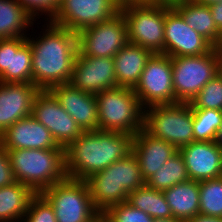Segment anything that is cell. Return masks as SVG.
I'll use <instances>...</instances> for the list:
<instances>
[{"mask_svg":"<svg viewBox=\"0 0 222 222\" xmlns=\"http://www.w3.org/2000/svg\"><path fill=\"white\" fill-rule=\"evenodd\" d=\"M133 138L117 131H84L64 149L66 176L85 181L130 154Z\"/></svg>","mask_w":222,"mask_h":222,"instance_id":"cell-1","label":"cell"},{"mask_svg":"<svg viewBox=\"0 0 222 222\" xmlns=\"http://www.w3.org/2000/svg\"><path fill=\"white\" fill-rule=\"evenodd\" d=\"M47 27L39 40L27 38L32 51V84L39 90L69 83L78 52L77 33L51 22Z\"/></svg>","mask_w":222,"mask_h":222,"instance_id":"cell-2","label":"cell"},{"mask_svg":"<svg viewBox=\"0 0 222 222\" xmlns=\"http://www.w3.org/2000/svg\"><path fill=\"white\" fill-rule=\"evenodd\" d=\"M85 181L91 200L100 213L127 201L129 193L146 184L133 151Z\"/></svg>","mask_w":222,"mask_h":222,"instance_id":"cell-3","label":"cell"},{"mask_svg":"<svg viewBox=\"0 0 222 222\" xmlns=\"http://www.w3.org/2000/svg\"><path fill=\"white\" fill-rule=\"evenodd\" d=\"M7 154L16 181L36 194L67 177L63 147L7 150Z\"/></svg>","mask_w":222,"mask_h":222,"instance_id":"cell-4","label":"cell"},{"mask_svg":"<svg viewBox=\"0 0 222 222\" xmlns=\"http://www.w3.org/2000/svg\"><path fill=\"white\" fill-rule=\"evenodd\" d=\"M98 130L135 135L143 129L144 107L131 88L116 86L96 95Z\"/></svg>","mask_w":222,"mask_h":222,"instance_id":"cell-5","label":"cell"},{"mask_svg":"<svg viewBox=\"0 0 222 222\" xmlns=\"http://www.w3.org/2000/svg\"><path fill=\"white\" fill-rule=\"evenodd\" d=\"M144 109L143 130L177 150L194 142L193 113L189 103L159 104Z\"/></svg>","mask_w":222,"mask_h":222,"instance_id":"cell-6","label":"cell"},{"mask_svg":"<svg viewBox=\"0 0 222 222\" xmlns=\"http://www.w3.org/2000/svg\"><path fill=\"white\" fill-rule=\"evenodd\" d=\"M128 33V42L164 54L165 5L151 2H127L120 5Z\"/></svg>","mask_w":222,"mask_h":222,"instance_id":"cell-7","label":"cell"},{"mask_svg":"<svg viewBox=\"0 0 222 222\" xmlns=\"http://www.w3.org/2000/svg\"><path fill=\"white\" fill-rule=\"evenodd\" d=\"M40 194L53 207L57 222H96L100 214L86 181L66 177Z\"/></svg>","mask_w":222,"mask_h":222,"instance_id":"cell-8","label":"cell"},{"mask_svg":"<svg viewBox=\"0 0 222 222\" xmlns=\"http://www.w3.org/2000/svg\"><path fill=\"white\" fill-rule=\"evenodd\" d=\"M173 90L177 102L190 103L218 74L215 47L204 55L171 57Z\"/></svg>","mask_w":222,"mask_h":222,"instance_id":"cell-9","label":"cell"},{"mask_svg":"<svg viewBox=\"0 0 222 222\" xmlns=\"http://www.w3.org/2000/svg\"><path fill=\"white\" fill-rule=\"evenodd\" d=\"M77 43L81 55L113 58L128 43L127 24L122 12L78 32Z\"/></svg>","mask_w":222,"mask_h":222,"instance_id":"cell-10","label":"cell"},{"mask_svg":"<svg viewBox=\"0 0 222 222\" xmlns=\"http://www.w3.org/2000/svg\"><path fill=\"white\" fill-rule=\"evenodd\" d=\"M133 91L145 109L148 105L178 103L173 90L171 57L152 54Z\"/></svg>","mask_w":222,"mask_h":222,"instance_id":"cell-11","label":"cell"},{"mask_svg":"<svg viewBox=\"0 0 222 222\" xmlns=\"http://www.w3.org/2000/svg\"><path fill=\"white\" fill-rule=\"evenodd\" d=\"M117 0H64L50 22L78 33L110 19L120 11Z\"/></svg>","mask_w":222,"mask_h":222,"instance_id":"cell-12","label":"cell"},{"mask_svg":"<svg viewBox=\"0 0 222 222\" xmlns=\"http://www.w3.org/2000/svg\"><path fill=\"white\" fill-rule=\"evenodd\" d=\"M31 115L51 132L56 143L64 149L84 132L49 90H40L36 95Z\"/></svg>","mask_w":222,"mask_h":222,"instance_id":"cell-13","label":"cell"},{"mask_svg":"<svg viewBox=\"0 0 222 222\" xmlns=\"http://www.w3.org/2000/svg\"><path fill=\"white\" fill-rule=\"evenodd\" d=\"M164 35V54L170 57L204 55L214 48L170 6H165Z\"/></svg>","mask_w":222,"mask_h":222,"instance_id":"cell-14","label":"cell"},{"mask_svg":"<svg viewBox=\"0 0 222 222\" xmlns=\"http://www.w3.org/2000/svg\"><path fill=\"white\" fill-rule=\"evenodd\" d=\"M69 83L74 88L94 95L116 87L113 58L84 56L77 52Z\"/></svg>","mask_w":222,"mask_h":222,"instance_id":"cell-15","label":"cell"},{"mask_svg":"<svg viewBox=\"0 0 222 222\" xmlns=\"http://www.w3.org/2000/svg\"><path fill=\"white\" fill-rule=\"evenodd\" d=\"M0 82L32 83V51L27 37L0 39Z\"/></svg>","mask_w":222,"mask_h":222,"instance_id":"cell-16","label":"cell"},{"mask_svg":"<svg viewBox=\"0 0 222 222\" xmlns=\"http://www.w3.org/2000/svg\"><path fill=\"white\" fill-rule=\"evenodd\" d=\"M189 179L203 181L222 176V149L215 141H194L178 150Z\"/></svg>","mask_w":222,"mask_h":222,"instance_id":"cell-17","label":"cell"},{"mask_svg":"<svg viewBox=\"0 0 222 222\" xmlns=\"http://www.w3.org/2000/svg\"><path fill=\"white\" fill-rule=\"evenodd\" d=\"M49 91L83 131L98 130L96 95L74 88L70 83L53 86Z\"/></svg>","mask_w":222,"mask_h":222,"instance_id":"cell-18","label":"cell"},{"mask_svg":"<svg viewBox=\"0 0 222 222\" xmlns=\"http://www.w3.org/2000/svg\"><path fill=\"white\" fill-rule=\"evenodd\" d=\"M6 150L54 149L59 146L51 132L32 115L18 120L0 136Z\"/></svg>","mask_w":222,"mask_h":222,"instance_id":"cell-19","label":"cell"},{"mask_svg":"<svg viewBox=\"0 0 222 222\" xmlns=\"http://www.w3.org/2000/svg\"><path fill=\"white\" fill-rule=\"evenodd\" d=\"M39 91L32 83L0 82V136L18 120L31 115Z\"/></svg>","mask_w":222,"mask_h":222,"instance_id":"cell-20","label":"cell"},{"mask_svg":"<svg viewBox=\"0 0 222 222\" xmlns=\"http://www.w3.org/2000/svg\"><path fill=\"white\" fill-rule=\"evenodd\" d=\"M132 151L139 162L145 181L178 152L169 142L154 138L143 129L134 135Z\"/></svg>","mask_w":222,"mask_h":222,"instance_id":"cell-21","label":"cell"},{"mask_svg":"<svg viewBox=\"0 0 222 222\" xmlns=\"http://www.w3.org/2000/svg\"><path fill=\"white\" fill-rule=\"evenodd\" d=\"M152 54L150 50L130 42L122 47L113 57L117 86L134 89Z\"/></svg>","mask_w":222,"mask_h":222,"instance_id":"cell-22","label":"cell"},{"mask_svg":"<svg viewBox=\"0 0 222 222\" xmlns=\"http://www.w3.org/2000/svg\"><path fill=\"white\" fill-rule=\"evenodd\" d=\"M173 217L184 222L199 213V181L189 179L163 190Z\"/></svg>","mask_w":222,"mask_h":222,"instance_id":"cell-23","label":"cell"},{"mask_svg":"<svg viewBox=\"0 0 222 222\" xmlns=\"http://www.w3.org/2000/svg\"><path fill=\"white\" fill-rule=\"evenodd\" d=\"M173 8L182 16L188 26L216 47L221 31L217 28L208 5L187 0L174 5Z\"/></svg>","mask_w":222,"mask_h":222,"instance_id":"cell-24","label":"cell"},{"mask_svg":"<svg viewBox=\"0 0 222 222\" xmlns=\"http://www.w3.org/2000/svg\"><path fill=\"white\" fill-rule=\"evenodd\" d=\"M36 193L27 185L14 182L0 188V222L24 219L30 200Z\"/></svg>","mask_w":222,"mask_h":222,"instance_id":"cell-25","label":"cell"},{"mask_svg":"<svg viewBox=\"0 0 222 222\" xmlns=\"http://www.w3.org/2000/svg\"><path fill=\"white\" fill-rule=\"evenodd\" d=\"M33 19L18 0H0V39L25 37L21 31Z\"/></svg>","mask_w":222,"mask_h":222,"instance_id":"cell-26","label":"cell"},{"mask_svg":"<svg viewBox=\"0 0 222 222\" xmlns=\"http://www.w3.org/2000/svg\"><path fill=\"white\" fill-rule=\"evenodd\" d=\"M127 202L153 219L173 217L163 191L152 189L147 184L129 193Z\"/></svg>","mask_w":222,"mask_h":222,"instance_id":"cell-27","label":"cell"},{"mask_svg":"<svg viewBox=\"0 0 222 222\" xmlns=\"http://www.w3.org/2000/svg\"><path fill=\"white\" fill-rule=\"evenodd\" d=\"M188 180L184 159L178 151L146 181V184L152 189L163 191Z\"/></svg>","mask_w":222,"mask_h":222,"instance_id":"cell-28","label":"cell"},{"mask_svg":"<svg viewBox=\"0 0 222 222\" xmlns=\"http://www.w3.org/2000/svg\"><path fill=\"white\" fill-rule=\"evenodd\" d=\"M194 141H215L220 124L222 110L192 109Z\"/></svg>","mask_w":222,"mask_h":222,"instance_id":"cell-29","label":"cell"},{"mask_svg":"<svg viewBox=\"0 0 222 222\" xmlns=\"http://www.w3.org/2000/svg\"><path fill=\"white\" fill-rule=\"evenodd\" d=\"M199 213L222 217V176L199 181Z\"/></svg>","mask_w":222,"mask_h":222,"instance_id":"cell-30","label":"cell"},{"mask_svg":"<svg viewBox=\"0 0 222 222\" xmlns=\"http://www.w3.org/2000/svg\"><path fill=\"white\" fill-rule=\"evenodd\" d=\"M189 104L192 109L222 110V78L217 74Z\"/></svg>","mask_w":222,"mask_h":222,"instance_id":"cell-31","label":"cell"},{"mask_svg":"<svg viewBox=\"0 0 222 222\" xmlns=\"http://www.w3.org/2000/svg\"><path fill=\"white\" fill-rule=\"evenodd\" d=\"M103 214L111 222H154L150 215L133 207L127 201L109 207Z\"/></svg>","mask_w":222,"mask_h":222,"instance_id":"cell-32","label":"cell"},{"mask_svg":"<svg viewBox=\"0 0 222 222\" xmlns=\"http://www.w3.org/2000/svg\"><path fill=\"white\" fill-rule=\"evenodd\" d=\"M25 216L24 222H57L53 207L41 194L30 200Z\"/></svg>","mask_w":222,"mask_h":222,"instance_id":"cell-33","label":"cell"},{"mask_svg":"<svg viewBox=\"0 0 222 222\" xmlns=\"http://www.w3.org/2000/svg\"><path fill=\"white\" fill-rule=\"evenodd\" d=\"M16 182L7 150L0 144V188Z\"/></svg>","mask_w":222,"mask_h":222,"instance_id":"cell-34","label":"cell"},{"mask_svg":"<svg viewBox=\"0 0 222 222\" xmlns=\"http://www.w3.org/2000/svg\"><path fill=\"white\" fill-rule=\"evenodd\" d=\"M24 9L34 17L38 11L46 12L49 15V0H18ZM37 11V12H36Z\"/></svg>","mask_w":222,"mask_h":222,"instance_id":"cell-35","label":"cell"},{"mask_svg":"<svg viewBox=\"0 0 222 222\" xmlns=\"http://www.w3.org/2000/svg\"><path fill=\"white\" fill-rule=\"evenodd\" d=\"M209 8L217 28L222 32V2L211 4Z\"/></svg>","mask_w":222,"mask_h":222,"instance_id":"cell-36","label":"cell"},{"mask_svg":"<svg viewBox=\"0 0 222 222\" xmlns=\"http://www.w3.org/2000/svg\"><path fill=\"white\" fill-rule=\"evenodd\" d=\"M187 222H222V217H213L198 213Z\"/></svg>","mask_w":222,"mask_h":222,"instance_id":"cell-37","label":"cell"},{"mask_svg":"<svg viewBox=\"0 0 222 222\" xmlns=\"http://www.w3.org/2000/svg\"><path fill=\"white\" fill-rule=\"evenodd\" d=\"M185 1L187 0H148L147 2L173 7L174 5Z\"/></svg>","mask_w":222,"mask_h":222,"instance_id":"cell-38","label":"cell"},{"mask_svg":"<svg viewBox=\"0 0 222 222\" xmlns=\"http://www.w3.org/2000/svg\"><path fill=\"white\" fill-rule=\"evenodd\" d=\"M64 0H49V16L53 18L56 13L57 8Z\"/></svg>","mask_w":222,"mask_h":222,"instance_id":"cell-39","label":"cell"},{"mask_svg":"<svg viewBox=\"0 0 222 222\" xmlns=\"http://www.w3.org/2000/svg\"><path fill=\"white\" fill-rule=\"evenodd\" d=\"M215 142L222 149V123L220 124L219 130L217 132Z\"/></svg>","mask_w":222,"mask_h":222,"instance_id":"cell-40","label":"cell"},{"mask_svg":"<svg viewBox=\"0 0 222 222\" xmlns=\"http://www.w3.org/2000/svg\"><path fill=\"white\" fill-rule=\"evenodd\" d=\"M154 222H184V221L176 219L174 217H168V218H155Z\"/></svg>","mask_w":222,"mask_h":222,"instance_id":"cell-41","label":"cell"},{"mask_svg":"<svg viewBox=\"0 0 222 222\" xmlns=\"http://www.w3.org/2000/svg\"><path fill=\"white\" fill-rule=\"evenodd\" d=\"M191 1H194L195 3H198V4L208 5V6L214 3L222 2V0H191Z\"/></svg>","mask_w":222,"mask_h":222,"instance_id":"cell-42","label":"cell"},{"mask_svg":"<svg viewBox=\"0 0 222 222\" xmlns=\"http://www.w3.org/2000/svg\"><path fill=\"white\" fill-rule=\"evenodd\" d=\"M218 54V75L222 78V51H217Z\"/></svg>","mask_w":222,"mask_h":222,"instance_id":"cell-43","label":"cell"},{"mask_svg":"<svg viewBox=\"0 0 222 222\" xmlns=\"http://www.w3.org/2000/svg\"><path fill=\"white\" fill-rule=\"evenodd\" d=\"M96 222H111L103 213L97 216Z\"/></svg>","mask_w":222,"mask_h":222,"instance_id":"cell-44","label":"cell"},{"mask_svg":"<svg viewBox=\"0 0 222 222\" xmlns=\"http://www.w3.org/2000/svg\"><path fill=\"white\" fill-rule=\"evenodd\" d=\"M120 4H124L127 2H147L148 0H117Z\"/></svg>","mask_w":222,"mask_h":222,"instance_id":"cell-45","label":"cell"},{"mask_svg":"<svg viewBox=\"0 0 222 222\" xmlns=\"http://www.w3.org/2000/svg\"><path fill=\"white\" fill-rule=\"evenodd\" d=\"M215 49L217 51H222V32H221V36H220L219 42L217 43Z\"/></svg>","mask_w":222,"mask_h":222,"instance_id":"cell-46","label":"cell"}]
</instances>
